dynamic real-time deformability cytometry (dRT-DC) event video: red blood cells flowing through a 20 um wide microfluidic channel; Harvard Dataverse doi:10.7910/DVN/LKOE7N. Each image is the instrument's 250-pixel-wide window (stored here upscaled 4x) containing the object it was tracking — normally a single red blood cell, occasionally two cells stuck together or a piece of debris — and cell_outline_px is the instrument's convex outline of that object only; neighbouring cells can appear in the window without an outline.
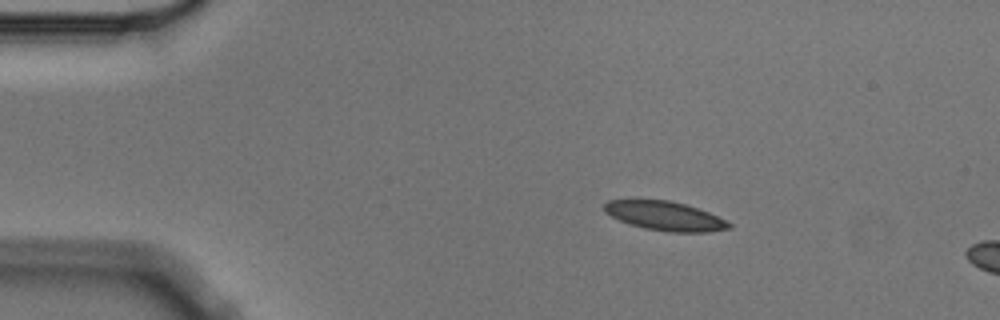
{"species": "Egyptian fruit bat (a non-hibernating species)", "species_latin": "Rousettus aegyptiacus", "temperature_condition": "cold", "stored_images_in_passage": 4, "camera_frame_rate_fps": 3000, "um_per_image_px": 0.085, "animal": {"sex": "male"}, "frame": {"image": 1, "passage_image": 2, "time_ms": 0.333, "image_size_px": [1000, 320], "cell_outline_px": [[732, 228], [708, 232], [668, 232], [644, 228], [628, 224], [604, 212], [604, 204], [608, 200], [668, 200], [684, 204], [708, 212], [728, 220], [732, 224]], "centroid_in_image_um": [56.55, 18.37], "position_along_channel_um": 28.5, "area_um2": 21.15}}